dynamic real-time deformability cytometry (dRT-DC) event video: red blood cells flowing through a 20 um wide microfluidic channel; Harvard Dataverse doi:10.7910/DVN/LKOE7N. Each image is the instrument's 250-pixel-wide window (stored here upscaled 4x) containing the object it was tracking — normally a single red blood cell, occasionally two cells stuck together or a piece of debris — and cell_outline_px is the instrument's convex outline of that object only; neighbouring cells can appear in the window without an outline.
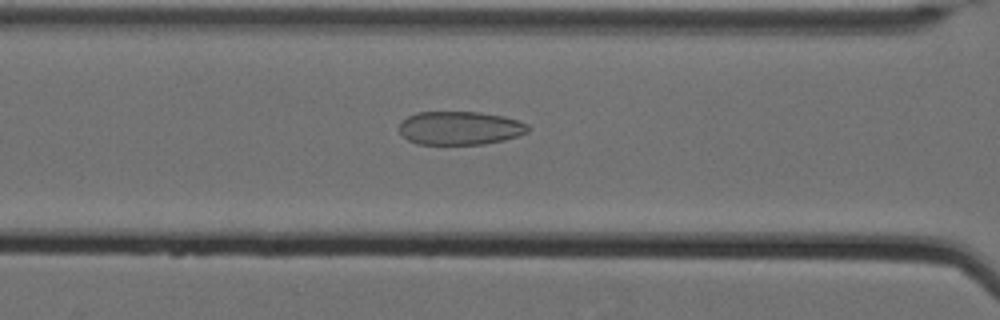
{"species": "Egyptian fruit bat (a non-hibernating species)", "species_latin": "Rousettus aegyptiacus", "temperature_condition": "cold", "stored_images_in_passage": 39, "camera_frame_rate_fps": 3000, "um_per_image_px": 0.085, "animal": {"sex": "female"}, "frame": {"image": 1, "passage_image": 7, "time_ms": 2.0, "image_size_px": [1000, 320], "cell_outline_px": [[528, 132], [504, 140], [484, 144], [416, 144], [408, 140], [400, 132], [400, 124], [408, 116], [416, 112], [480, 112], [504, 116], [528, 124]], "centroid_in_image_um": [39.09, 10.88], "position_along_channel_um": 127.5, "area_um2": 25.03}}
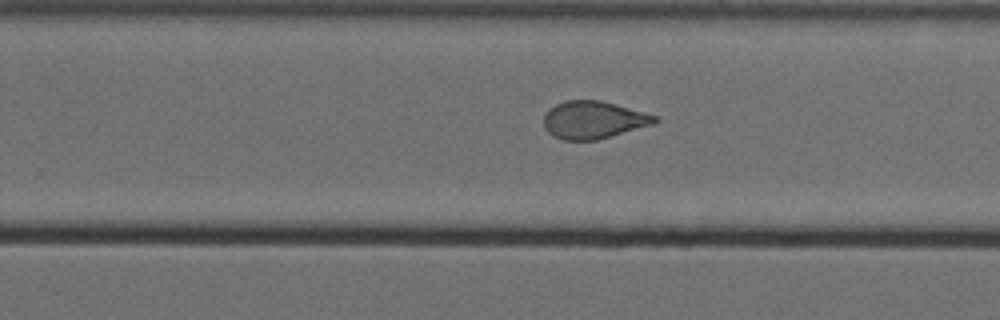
{"frame": {"image": 2, "passage_image": 20, "time_ms": 6.333, "image_size_px": [1000, 320], "cell_outline_px": [[660, 120], [652, 124], [596, 140], [564, 140], [552, 136], [544, 128], [544, 112], [548, 108], [564, 100], [600, 100], [656, 116]], "centroid_in_image_um": [50.36, 10.19], "position_along_channel_um": 279.4, "area_um2": 24.1}}
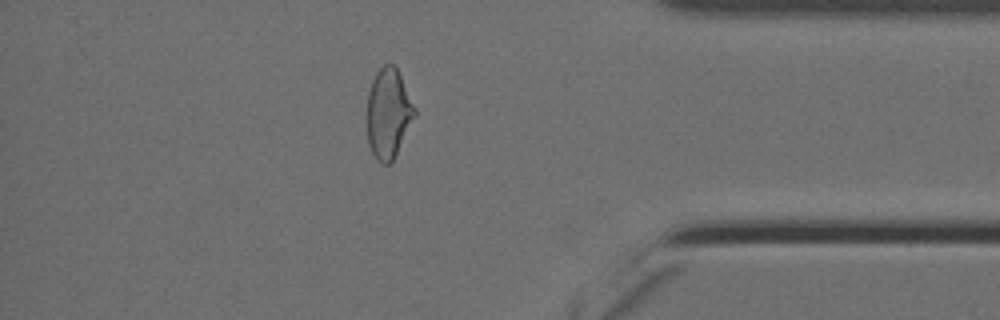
{"frame": {"image": 3, "passage_image": 32, "time_ms": 10.333, "image_size_px": [1000, 320], "cell_outline_px": [[416, 116], [392, 160], [388, 164], [380, 164], [376, 160], [368, 144], [368, 92], [372, 80], [376, 72], [384, 64], [392, 64], [396, 68], [416, 108]], "centroid_in_image_um": [33.01, 9.65], "position_along_channel_um": 402.2, "area_um2": 24.62}, "authors_computed_cell_mechanics": {"area_um2": 25.2586, "velocity_mm_per_s": 3.5055, "shape_relaxation_time_tau1_ms": null, "shape_relaxation_time_tau2_ms": 1.7406, "deformation_change_tau1": null, "deformation_change_tau2": 0.0809}}